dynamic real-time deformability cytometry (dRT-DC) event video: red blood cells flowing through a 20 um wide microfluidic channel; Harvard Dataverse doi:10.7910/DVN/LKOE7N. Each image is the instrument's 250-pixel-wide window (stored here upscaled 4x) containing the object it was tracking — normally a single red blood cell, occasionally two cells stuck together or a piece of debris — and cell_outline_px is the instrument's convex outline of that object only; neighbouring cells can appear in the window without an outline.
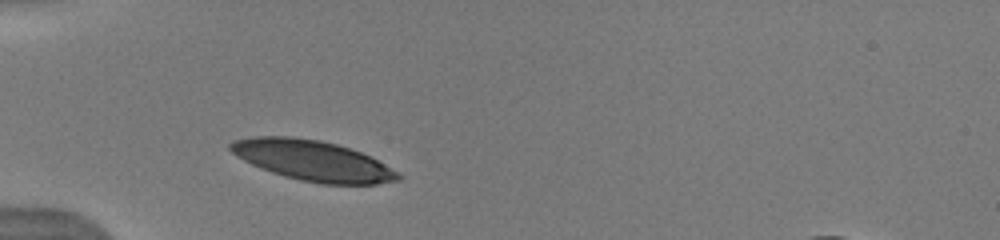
{"species": "human", "species_latin": "Homo sapiens", "temperature_condition": "warm", "stored_images_in_passage": 20, "camera_frame_rate_fps": 3000, "um_per_image_px": 0.085, "donor": {"sex": "male"}, "frame": {"image": 1, "passage_image": 4, "time_ms": 1.333, "image_size_px": [1000, 240], "cell_outline_px": [[404, 176], [400, 180], [376, 184], [320, 184], [300, 180], [284, 176], [260, 168], [236, 156], [228, 148], [228, 144], [236, 140], [256, 136], [288, 136], [320, 140], [336, 144], [360, 152], [400, 172]], "centroid_in_image_um": [26.59, 13.66], "position_along_channel_um": 58.4, "area_um2": 39.3}}